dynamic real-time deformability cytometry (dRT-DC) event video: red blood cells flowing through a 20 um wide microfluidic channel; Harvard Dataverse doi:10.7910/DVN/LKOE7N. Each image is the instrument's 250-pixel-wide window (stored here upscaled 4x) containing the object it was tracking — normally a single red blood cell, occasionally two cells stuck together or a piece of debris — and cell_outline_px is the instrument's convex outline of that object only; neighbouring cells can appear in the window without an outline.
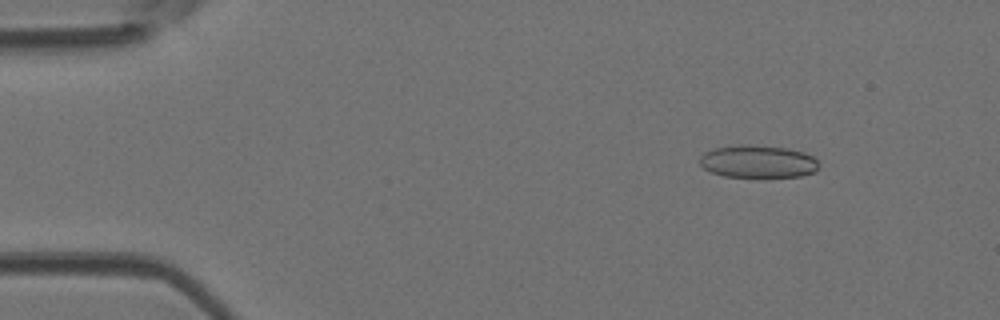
{"species": "Egyptian fruit bat (a non-hibernating species)", "species_latin": "Rousettus aegyptiacus", "temperature_condition": "room temperature", "stored_images_in_passage": 4, "camera_frame_rate_fps": 3000, "um_per_image_px": 0.085, "animal": {"sex": "female"}, "frame": {"image": 1, "passage_image": 2, "time_ms": 0.333, "image_size_px": [1000, 320], "cell_outline_px": [[820, 168], [816, 172], [800, 176], [760, 180], [724, 176], [712, 172], [704, 168], [700, 164], [700, 156], [704, 152], [716, 148], [740, 144], [748, 144], [788, 148], [804, 152], [812, 156], [820, 164]], "centroid_in_image_um": [64.47, 13.78], "position_along_channel_um": 20.5, "area_um2": 23.7}}